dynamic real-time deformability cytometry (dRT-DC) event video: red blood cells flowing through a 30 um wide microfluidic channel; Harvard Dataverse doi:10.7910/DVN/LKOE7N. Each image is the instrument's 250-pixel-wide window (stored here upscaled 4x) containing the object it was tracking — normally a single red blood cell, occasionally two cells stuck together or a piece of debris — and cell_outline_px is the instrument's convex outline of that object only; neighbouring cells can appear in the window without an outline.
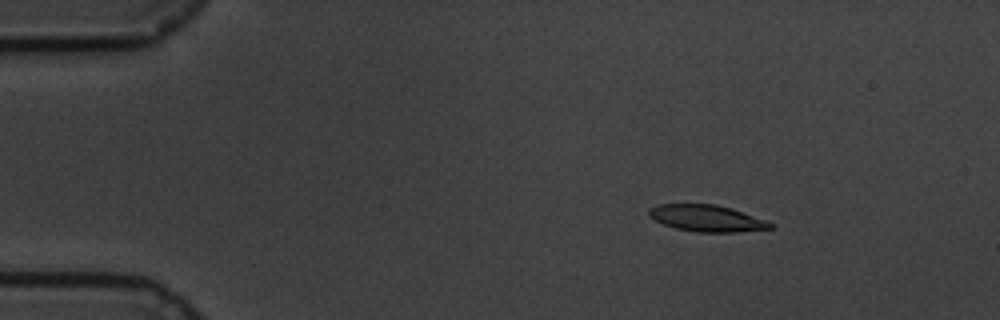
{"species": "common noctule bat (a hibernating species)", "species_latin": "Nyctalus noctula", "temperature_condition": "cold", "stored_images_in_passage": 60, "camera_frame_rate_fps": 3000, "um_per_image_px": 0.085, "animal": {"sex": "male", "body_mass_g": 19.5, "forearm_length_mm": 54.6}, "frame": {"image": 1, "passage_image": 9, "time_ms": 2.667, "image_size_px": [1000, 320], "cell_outline_px": [[772, 228], [736, 232], [696, 232], [676, 228], [664, 224], [648, 216], [648, 208], [656, 204], [716, 204], [732, 208], [768, 220], [772, 224]], "centroid_in_image_um": [60.07, 18.54], "position_along_channel_um": 24.9, "area_um2": 18.9}}
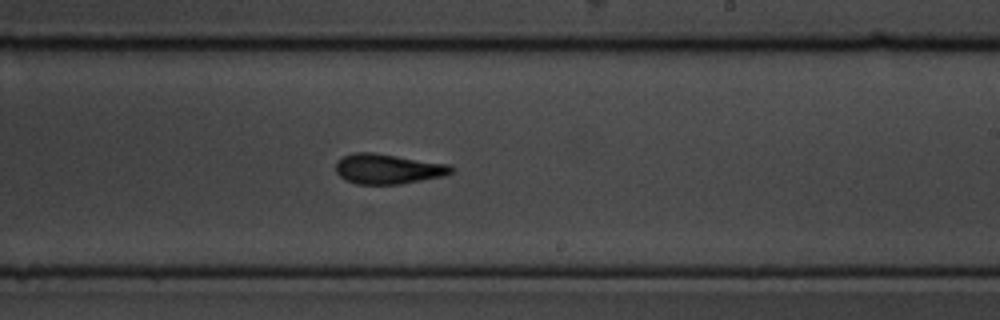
{"frame": {"image": 2, "passage_image": 36, "time_ms": 11.667, "image_size_px": [1000, 320], "cell_outline_px": [[456, 168], [452, 172], [444, 176], [400, 184], [356, 184], [344, 180], [336, 172], [336, 160], [352, 152], [372, 152], [448, 164]], "centroid_in_image_um": [32.95, 14.36], "position_along_channel_um": 256.1, "area_um2": 20.29}}
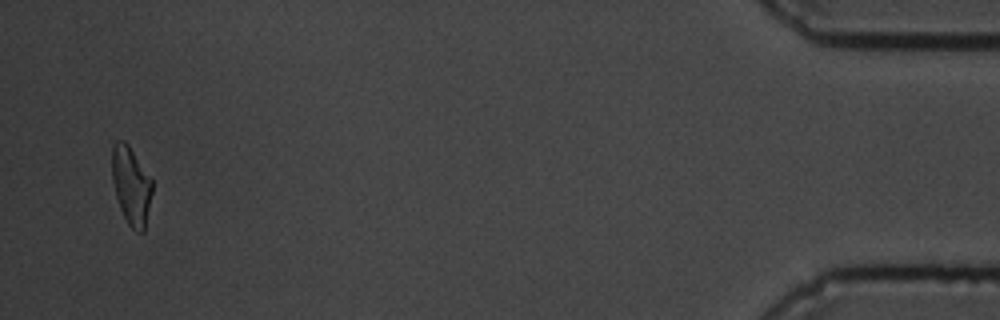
{"frame": {"image": 3, "passage_image": 58, "time_ms": 19.0, "image_size_px": [1000, 320], "cell_outline_px": [[152, 192], [144, 232], [136, 232], [128, 224], [120, 208], [116, 196], [112, 180], [112, 144], [116, 140], [124, 140], [128, 144], [152, 180]], "centroid_in_image_um": [11.14, 15.76], "position_along_channel_um": 424.1, "area_um2": 18.21}, "authors_computed_cell_mechanics": {"area_um2": 19.5364, "velocity_mm_per_s": 3.3735, "shape_relaxation_time_tau1_ms": 4.6747, "shape_relaxation_time_tau2_ms": 3.1859, "deformation_change_tau1": 0.16, "deformation_change_tau2": 0.1154}}